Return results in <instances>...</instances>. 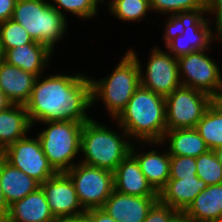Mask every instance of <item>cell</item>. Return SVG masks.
<instances>
[{
    "instance_id": "cell-1",
    "label": "cell",
    "mask_w": 222,
    "mask_h": 222,
    "mask_svg": "<svg viewBox=\"0 0 222 222\" xmlns=\"http://www.w3.org/2000/svg\"><path fill=\"white\" fill-rule=\"evenodd\" d=\"M31 124L53 121L85 123L92 117L89 73L48 71L36 78L25 105ZM90 109V110H89ZM90 112V114H89Z\"/></svg>"
},
{
    "instance_id": "cell-2",
    "label": "cell",
    "mask_w": 222,
    "mask_h": 222,
    "mask_svg": "<svg viewBox=\"0 0 222 222\" xmlns=\"http://www.w3.org/2000/svg\"><path fill=\"white\" fill-rule=\"evenodd\" d=\"M91 116L81 132L80 162L114 172L130 153L133 142L114 119L110 120L114 125L108 126Z\"/></svg>"
},
{
    "instance_id": "cell-3",
    "label": "cell",
    "mask_w": 222,
    "mask_h": 222,
    "mask_svg": "<svg viewBox=\"0 0 222 222\" xmlns=\"http://www.w3.org/2000/svg\"><path fill=\"white\" fill-rule=\"evenodd\" d=\"M162 25L163 47L175 58L221 44L219 29L209 20L206 9L179 12Z\"/></svg>"
},
{
    "instance_id": "cell-4",
    "label": "cell",
    "mask_w": 222,
    "mask_h": 222,
    "mask_svg": "<svg viewBox=\"0 0 222 222\" xmlns=\"http://www.w3.org/2000/svg\"><path fill=\"white\" fill-rule=\"evenodd\" d=\"M134 142H161L166 128L165 97L140 85L114 119Z\"/></svg>"
},
{
    "instance_id": "cell-5",
    "label": "cell",
    "mask_w": 222,
    "mask_h": 222,
    "mask_svg": "<svg viewBox=\"0 0 222 222\" xmlns=\"http://www.w3.org/2000/svg\"><path fill=\"white\" fill-rule=\"evenodd\" d=\"M118 60L120 61L116 63L117 65L114 64L109 75L96 79L89 74L92 108L94 110L98 108L97 105H102L109 120L115 119L120 114L140 86L139 66L135 58L126 50Z\"/></svg>"
},
{
    "instance_id": "cell-6",
    "label": "cell",
    "mask_w": 222,
    "mask_h": 222,
    "mask_svg": "<svg viewBox=\"0 0 222 222\" xmlns=\"http://www.w3.org/2000/svg\"><path fill=\"white\" fill-rule=\"evenodd\" d=\"M12 19L24 27L33 41L45 44L53 52L59 43L68 39L70 33L69 19L50 5L48 0H17Z\"/></svg>"
},
{
    "instance_id": "cell-7",
    "label": "cell",
    "mask_w": 222,
    "mask_h": 222,
    "mask_svg": "<svg viewBox=\"0 0 222 222\" xmlns=\"http://www.w3.org/2000/svg\"><path fill=\"white\" fill-rule=\"evenodd\" d=\"M83 124L75 121H53L37 123L32 127V130H40L37 137L42 150L57 173L66 172L80 162ZM39 125L43 128L38 129Z\"/></svg>"
},
{
    "instance_id": "cell-8",
    "label": "cell",
    "mask_w": 222,
    "mask_h": 222,
    "mask_svg": "<svg viewBox=\"0 0 222 222\" xmlns=\"http://www.w3.org/2000/svg\"><path fill=\"white\" fill-rule=\"evenodd\" d=\"M130 48V49H129ZM127 51L135 58L139 66L140 85L163 97L171 94L181 86L178 62L172 54L160 45L150 48L146 63H142L141 55L134 46ZM145 67V68H144Z\"/></svg>"
},
{
    "instance_id": "cell-9",
    "label": "cell",
    "mask_w": 222,
    "mask_h": 222,
    "mask_svg": "<svg viewBox=\"0 0 222 222\" xmlns=\"http://www.w3.org/2000/svg\"><path fill=\"white\" fill-rule=\"evenodd\" d=\"M212 49L214 48L180 56L177 62L181 85L200 90L217 99L222 96V64H218L219 58L217 60L213 54L210 55Z\"/></svg>"
},
{
    "instance_id": "cell-10",
    "label": "cell",
    "mask_w": 222,
    "mask_h": 222,
    "mask_svg": "<svg viewBox=\"0 0 222 222\" xmlns=\"http://www.w3.org/2000/svg\"><path fill=\"white\" fill-rule=\"evenodd\" d=\"M72 180L83 209L102 208L114 190V172L76 163L65 172Z\"/></svg>"
},
{
    "instance_id": "cell-11",
    "label": "cell",
    "mask_w": 222,
    "mask_h": 222,
    "mask_svg": "<svg viewBox=\"0 0 222 222\" xmlns=\"http://www.w3.org/2000/svg\"><path fill=\"white\" fill-rule=\"evenodd\" d=\"M213 100L205 92L179 86L165 97L167 130L195 128Z\"/></svg>"
},
{
    "instance_id": "cell-12",
    "label": "cell",
    "mask_w": 222,
    "mask_h": 222,
    "mask_svg": "<svg viewBox=\"0 0 222 222\" xmlns=\"http://www.w3.org/2000/svg\"><path fill=\"white\" fill-rule=\"evenodd\" d=\"M34 132H30L25 137L10 144L0 155L15 168H18L41 184L57 172L49 164L41 143Z\"/></svg>"
},
{
    "instance_id": "cell-13",
    "label": "cell",
    "mask_w": 222,
    "mask_h": 222,
    "mask_svg": "<svg viewBox=\"0 0 222 222\" xmlns=\"http://www.w3.org/2000/svg\"><path fill=\"white\" fill-rule=\"evenodd\" d=\"M130 153L138 161L149 184L159 193L170 178V154L166 147L161 142H134Z\"/></svg>"
},
{
    "instance_id": "cell-14",
    "label": "cell",
    "mask_w": 222,
    "mask_h": 222,
    "mask_svg": "<svg viewBox=\"0 0 222 222\" xmlns=\"http://www.w3.org/2000/svg\"><path fill=\"white\" fill-rule=\"evenodd\" d=\"M50 211L58 222L86 211L81 206L74 184L65 172H58L40 184Z\"/></svg>"
},
{
    "instance_id": "cell-15",
    "label": "cell",
    "mask_w": 222,
    "mask_h": 222,
    "mask_svg": "<svg viewBox=\"0 0 222 222\" xmlns=\"http://www.w3.org/2000/svg\"><path fill=\"white\" fill-rule=\"evenodd\" d=\"M158 196H133L113 190L103 209L117 222H144Z\"/></svg>"
},
{
    "instance_id": "cell-16",
    "label": "cell",
    "mask_w": 222,
    "mask_h": 222,
    "mask_svg": "<svg viewBox=\"0 0 222 222\" xmlns=\"http://www.w3.org/2000/svg\"><path fill=\"white\" fill-rule=\"evenodd\" d=\"M55 53L45 44L33 41L29 44L8 49L4 53L3 60L39 77L51 68Z\"/></svg>"
},
{
    "instance_id": "cell-17",
    "label": "cell",
    "mask_w": 222,
    "mask_h": 222,
    "mask_svg": "<svg viewBox=\"0 0 222 222\" xmlns=\"http://www.w3.org/2000/svg\"><path fill=\"white\" fill-rule=\"evenodd\" d=\"M37 76L0 61V89L13 105H26Z\"/></svg>"
},
{
    "instance_id": "cell-18",
    "label": "cell",
    "mask_w": 222,
    "mask_h": 222,
    "mask_svg": "<svg viewBox=\"0 0 222 222\" xmlns=\"http://www.w3.org/2000/svg\"><path fill=\"white\" fill-rule=\"evenodd\" d=\"M114 190L133 196H158L141 172L136 158L129 153L114 171Z\"/></svg>"
},
{
    "instance_id": "cell-19",
    "label": "cell",
    "mask_w": 222,
    "mask_h": 222,
    "mask_svg": "<svg viewBox=\"0 0 222 222\" xmlns=\"http://www.w3.org/2000/svg\"><path fill=\"white\" fill-rule=\"evenodd\" d=\"M4 222H58L50 211L43 190L14 201L9 205V212Z\"/></svg>"
},
{
    "instance_id": "cell-20",
    "label": "cell",
    "mask_w": 222,
    "mask_h": 222,
    "mask_svg": "<svg viewBox=\"0 0 222 222\" xmlns=\"http://www.w3.org/2000/svg\"><path fill=\"white\" fill-rule=\"evenodd\" d=\"M206 187L207 184L198 176L169 179L165 187L158 193V200L179 213H183Z\"/></svg>"
},
{
    "instance_id": "cell-21",
    "label": "cell",
    "mask_w": 222,
    "mask_h": 222,
    "mask_svg": "<svg viewBox=\"0 0 222 222\" xmlns=\"http://www.w3.org/2000/svg\"><path fill=\"white\" fill-rule=\"evenodd\" d=\"M183 214L191 222H219L222 220V183L207 185Z\"/></svg>"
},
{
    "instance_id": "cell-22",
    "label": "cell",
    "mask_w": 222,
    "mask_h": 222,
    "mask_svg": "<svg viewBox=\"0 0 222 222\" xmlns=\"http://www.w3.org/2000/svg\"><path fill=\"white\" fill-rule=\"evenodd\" d=\"M0 183L8 205L35 192L40 183L15 168L0 155Z\"/></svg>"
},
{
    "instance_id": "cell-23",
    "label": "cell",
    "mask_w": 222,
    "mask_h": 222,
    "mask_svg": "<svg viewBox=\"0 0 222 222\" xmlns=\"http://www.w3.org/2000/svg\"><path fill=\"white\" fill-rule=\"evenodd\" d=\"M161 143L173 156L197 158L210 150L195 128L166 130Z\"/></svg>"
},
{
    "instance_id": "cell-24",
    "label": "cell",
    "mask_w": 222,
    "mask_h": 222,
    "mask_svg": "<svg viewBox=\"0 0 222 222\" xmlns=\"http://www.w3.org/2000/svg\"><path fill=\"white\" fill-rule=\"evenodd\" d=\"M26 106L11 105L0 113V153L32 131Z\"/></svg>"
},
{
    "instance_id": "cell-25",
    "label": "cell",
    "mask_w": 222,
    "mask_h": 222,
    "mask_svg": "<svg viewBox=\"0 0 222 222\" xmlns=\"http://www.w3.org/2000/svg\"><path fill=\"white\" fill-rule=\"evenodd\" d=\"M105 12L122 23H149V13L152 14L149 0H102ZM148 22H146L147 20Z\"/></svg>"
},
{
    "instance_id": "cell-26",
    "label": "cell",
    "mask_w": 222,
    "mask_h": 222,
    "mask_svg": "<svg viewBox=\"0 0 222 222\" xmlns=\"http://www.w3.org/2000/svg\"><path fill=\"white\" fill-rule=\"evenodd\" d=\"M195 129L210 150L222 145V105L216 99L208 106Z\"/></svg>"
},
{
    "instance_id": "cell-27",
    "label": "cell",
    "mask_w": 222,
    "mask_h": 222,
    "mask_svg": "<svg viewBox=\"0 0 222 222\" xmlns=\"http://www.w3.org/2000/svg\"><path fill=\"white\" fill-rule=\"evenodd\" d=\"M60 14L66 19L73 16L79 20L92 21L96 20L100 14V9L104 8L102 0H48ZM68 13V14H67Z\"/></svg>"
},
{
    "instance_id": "cell-28",
    "label": "cell",
    "mask_w": 222,
    "mask_h": 222,
    "mask_svg": "<svg viewBox=\"0 0 222 222\" xmlns=\"http://www.w3.org/2000/svg\"><path fill=\"white\" fill-rule=\"evenodd\" d=\"M152 14L169 21L175 14L197 9H206V0H149ZM165 15V16H164Z\"/></svg>"
},
{
    "instance_id": "cell-29",
    "label": "cell",
    "mask_w": 222,
    "mask_h": 222,
    "mask_svg": "<svg viewBox=\"0 0 222 222\" xmlns=\"http://www.w3.org/2000/svg\"><path fill=\"white\" fill-rule=\"evenodd\" d=\"M0 38L4 53L8 49L33 42L24 27L12 18L0 23Z\"/></svg>"
},
{
    "instance_id": "cell-30",
    "label": "cell",
    "mask_w": 222,
    "mask_h": 222,
    "mask_svg": "<svg viewBox=\"0 0 222 222\" xmlns=\"http://www.w3.org/2000/svg\"><path fill=\"white\" fill-rule=\"evenodd\" d=\"M197 176L207 185L222 183V165L213 150L196 158Z\"/></svg>"
},
{
    "instance_id": "cell-31",
    "label": "cell",
    "mask_w": 222,
    "mask_h": 222,
    "mask_svg": "<svg viewBox=\"0 0 222 222\" xmlns=\"http://www.w3.org/2000/svg\"><path fill=\"white\" fill-rule=\"evenodd\" d=\"M196 158L189 156L170 155V178L183 179L197 177Z\"/></svg>"
},
{
    "instance_id": "cell-32",
    "label": "cell",
    "mask_w": 222,
    "mask_h": 222,
    "mask_svg": "<svg viewBox=\"0 0 222 222\" xmlns=\"http://www.w3.org/2000/svg\"><path fill=\"white\" fill-rule=\"evenodd\" d=\"M179 212L159 200L149 210L144 222H171Z\"/></svg>"
},
{
    "instance_id": "cell-33",
    "label": "cell",
    "mask_w": 222,
    "mask_h": 222,
    "mask_svg": "<svg viewBox=\"0 0 222 222\" xmlns=\"http://www.w3.org/2000/svg\"><path fill=\"white\" fill-rule=\"evenodd\" d=\"M206 13L209 20L220 29L222 27V0H206Z\"/></svg>"
},
{
    "instance_id": "cell-34",
    "label": "cell",
    "mask_w": 222,
    "mask_h": 222,
    "mask_svg": "<svg viewBox=\"0 0 222 222\" xmlns=\"http://www.w3.org/2000/svg\"><path fill=\"white\" fill-rule=\"evenodd\" d=\"M17 0H0V23L12 18Z\"/></svg>"
},
{
    "instance_id": "cell-35",
    "label": "cell",
    "mask_w": 222,
    "mask_h": 222,
    "mask_svg": "<svg viewBox=\"0 0 222 222\" xmlns=\"http://www.w3.org/2000/svg\"><path fill=\"white\" fill-rule=\"evenodd\" d=\"M93 222H117L109 216L103 209H89L85 212Z\"/></svg>"
},
{
    "instance_id": "cell-36",
    "label": "cell",
    "mask_w": 222,
    "mask_h": 222,
    "mask_svg": "<svg viewBox=\"0 0 222 222\" xmlns=\"http://www.w3.org/2000/svg\"><path fill=\"white\" fill-rule=\"evenodd\" d=\"M9 212V205L5 200L0 183V222H4Z\"/></svg>"
},
{
    "instance_id": "cell-37",
    "label": "cell",
    "mask_w": 222,
    "mask_h": 222,
    "mask_svg": "<svg viewBox=\"0 0 222 222\" xmlns=\"http://www.w3.org/2000/svg\"><path fill=\"white\" fill-rule=\"evenodd\" d=\"M61 222H93V221L86 213H83L81 215H77V216H73L68 219H65Z\"/></svg>"
},
{
    "instance_id": "cell-38",
    "label": "cell",
    "mask_w": 222,
    "mask_h": 222,
    "mask_svg": "<svg viewBox=\"0 0 222 222\" xmlns=\"http://www.w3.org/2000/svg\"><path fill=\"white\" fill-rule=\"evenodd\" d=\"M13 105L0 89V113Z\"/></svg>"
},
{
    "instance_id": "cell-39",
    "label": "cell",
    "mask_w": 222,
    "mask_h": 222,
    "mask_svg": "<svg viewBox=\"0 0 222 222\" xmlns=\"http://www.w3.org/2000/svg\"><path fill=\"white\" fill-rule=\"evenodd\" d=\"M171 222H191L183 213H179Z\"/></svg>"
},
{
    "instance_id": "cell-40",
    "label": "cell",
    "mask_w": 222,
    "mask_h": 222,
    "mask_svg": "<svg viewBox=\"0 0 222 222\" xmlns=\"http://www.w3.org/2000/svg\"><path fill=\"white\" fill-rule=\"evenodd\" d=\"M213 151H214L215 155L217 156L218 161L222 165V145L215 148Z\"/></svg>"
},
{
    "instance_id": "cell-41",
    "label": "cell",
    "mask_w": 222,
    "mask_h": 222,
    "mask_svg": "<svg viewBox=\"0 0 222 222\" xmlns=\"http://www.w3.org/2000/svg\"><path fill=\"white\" fill-rule=\"evenodd\" d=\"M4 59V51L2 48V42H1V38H0V61Z\"/></svg>"
},
{
    "instance_id": "cell-42",
    "label": "cell",
    "mask_w": 222,
    "mask_h": 222,
    "mask_svg": "<svg viewBox=\"0 0 222 222\" xmlns=\"http://www.w3.org/2000/svg\"><path fill=\"white\" fill-rule=\"evenodd\" d=\"M219 39H222V27L219 29Z\"/></svg>"
},
{
    "instance_id": "cell-43",
    "label": "cell",
    "mask_w": 222,
    "mask_h": 222,
    "mask_svg": "<svg viewBox=\"0 0 222 222\" xmlns=\"http://www.w3.org/2000/svg\"><path fill=\"white\" fill-rule=\"evenodd\" d=\"M222 105V96L216 99Z\"/></svg>"
}]
</instances>
